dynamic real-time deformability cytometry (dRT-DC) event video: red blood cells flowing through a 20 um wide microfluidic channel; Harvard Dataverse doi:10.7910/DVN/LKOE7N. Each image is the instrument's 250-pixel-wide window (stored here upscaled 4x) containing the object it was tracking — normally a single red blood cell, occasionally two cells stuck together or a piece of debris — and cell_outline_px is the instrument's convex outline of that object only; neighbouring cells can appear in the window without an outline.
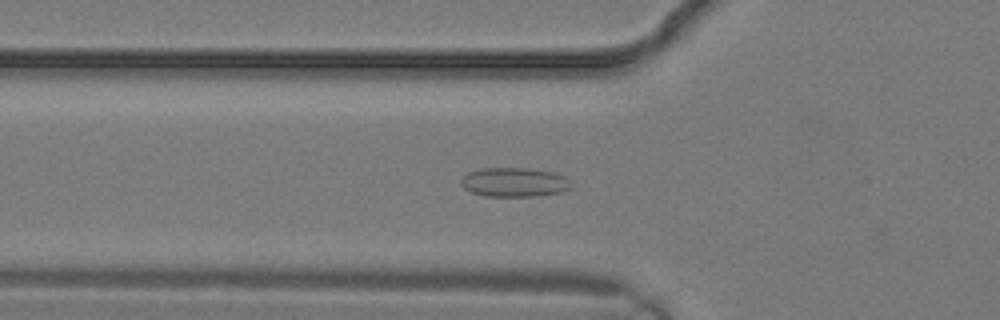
{"species": "common noctule bat (a hibernating species)", "species_latin": "Nyctalus noctula", "temperature_condition": "warm", "stored_images_in_passage": 16, "camera_frame_rate_fps": 3000, "um_per_image_px": 0.085, "animal": {"sex": "male", "body_mass_g": 19.2, "forearm_length_mm": 51.8}, "frame": {"image": 1, "passage_image": 9, "time_ms": 2.667, "image_size_px": [1000, 320], "cell_outline_px": [[572, 188], [560, 192], [536, 196], [484, 196], [472, 192], [464, 188], [460, 184], [460, 176], [468, 172], [480, 168], [528, 168], [556, 172], [564, 176], [572, 184]], "centroid_in_image_um": [43.69, 15.48], "position_along_channel_um": 82.1, "area_um2": 19.02}}
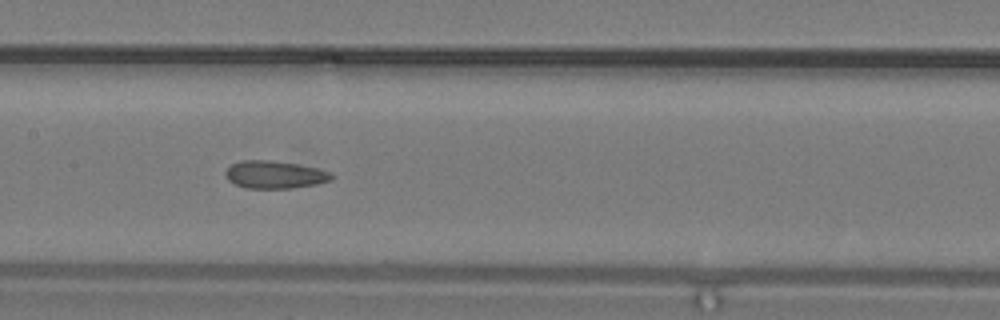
{"frame": {"image": 2, "passage_image": 13, "time_ms": 4.0, "image_size_px": [1000, 320], "cell_outline_px": [[336, 176], [332, 180], [316, 184], [288, 188], [244, 188], [228, 180], [224, 172], [232, 164], [244, 160], [268, 160], [300, 164], [316, 168], [328, 172]], "centroid_in_image_um": [23.36, 14.84], "position_along_channel_um": 184.0, "area_um2": 16.99}}
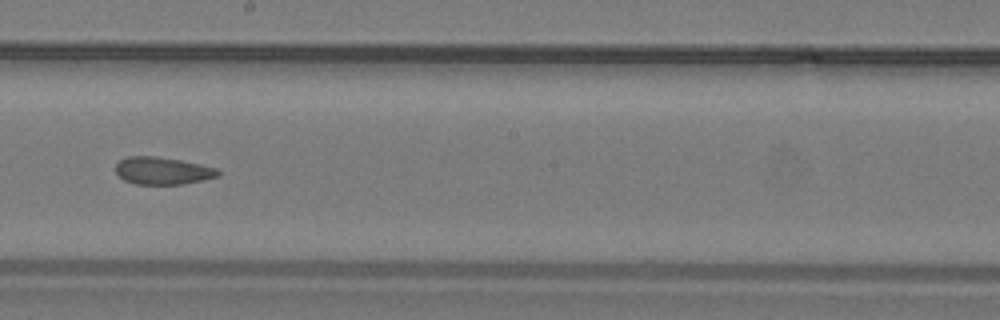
{"frame": {"image": 3, "passage_image": 15, "time_ms": 4.667, "image_size_px": [1000, 320], "cell_outline_px": [[220, 176], [204, 180], [184, 184], [136, 184], [124, 180], [116, 172], [116, 164], [120, 160], [128, 156], [156, 156], [180, 160], [200, 164], [216, 168], [220, 172]], "centroid_in_image_um": [13.84, 14.51], "position_along_channel_um": 234.4, "area_um2": 16.36}}